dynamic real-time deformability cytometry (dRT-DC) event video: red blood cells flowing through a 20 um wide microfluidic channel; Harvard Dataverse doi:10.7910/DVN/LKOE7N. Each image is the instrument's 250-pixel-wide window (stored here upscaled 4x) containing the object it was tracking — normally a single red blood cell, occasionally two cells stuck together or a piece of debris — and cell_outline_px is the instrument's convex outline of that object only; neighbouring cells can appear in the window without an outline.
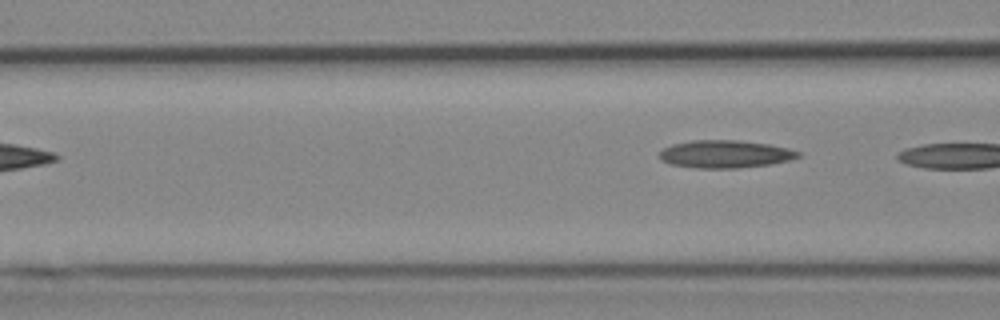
{"species": "Egyptian fruit bat (a non-hibernating species)", "species_latin": "Rousettus aegyptiacus", "temperature_condition": "cold", "stored_images_in_passage": 5, "camera_frame_rate_fps": 3000, "um_per_image_px": 0.085, "animal": {"sex": "female"}, "frame": {"image": 1, "passage_image": 5, "time_ms": 5.0, "image_size_px": [1000, 320], "cell_outline_px": [[800, 156], [788, 160], [772, 164], [736, 168], [696, 168], [672, 164], [660, 160], [660, 152], [664, 148], [672, 144], [692, 140], [736, 140], [768, 144], [788, 148], [800, 152]], "centroid_in_image_um": [61.63, 13.09], "position_along_channel_um": 105.0, "area_um2": 22.25}}